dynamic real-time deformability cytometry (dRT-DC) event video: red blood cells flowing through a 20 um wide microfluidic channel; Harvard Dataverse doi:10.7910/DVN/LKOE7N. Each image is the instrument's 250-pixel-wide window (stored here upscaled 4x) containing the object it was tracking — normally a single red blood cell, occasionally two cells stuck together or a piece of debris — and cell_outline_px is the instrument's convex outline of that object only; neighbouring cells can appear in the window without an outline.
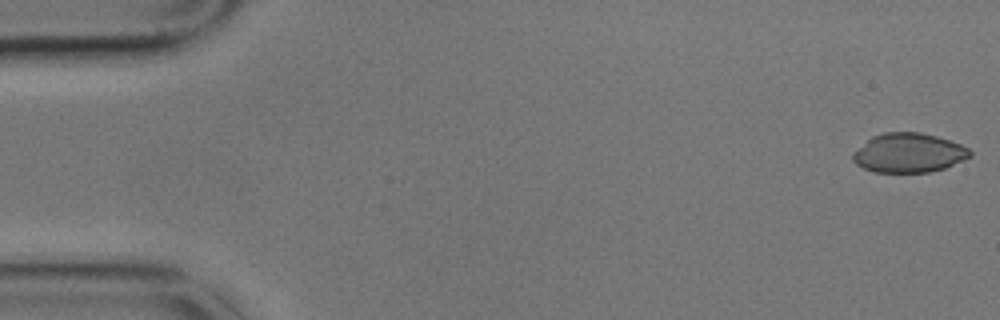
{"species": "common noctule bat (a hibernating species)", "species_latin": "Nyctalus noctula", "temperature_condition": "cold", "stored_images_in_passage": 58, "camera_frame_rate_fps": 3000, "um_per_image_px": 0.085, "animal": {"sex": "male", "body_mass_g": 17.9}, "frame": {"image": 1, "passage_image": 1, "time_ms": 0.0, "image_size_px": [1000, 320], "cell_outline_px": [[972, 156], [944, 168], [928, 172], [876, 172], [864, 168], [856, 164], [852, 160], [852, 152], [872, 136], [884, 132], [920, 132], [936, 136], [960, 144], [968, 148], [972, 152]], "centroid_in_image_um": [77.22, 12.99], "position_along_channel_um": 7.8, "area_um2": 26.76}}
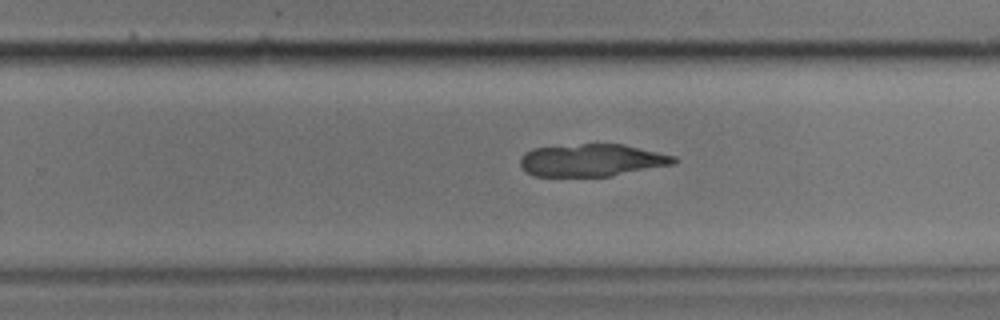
{"frame": {"image": 2, "passage_image": 36, "time_ms": 11.667, "image_size_px": [1000, 320], "cell_outline_px": [[680, 160], [676, 164], [612, 176], [532, 176], [520, 164], [520, 156], [524, 152], [532, 148], [580, 144], [624, 144], [676, 156]], "centroid_in_image_um": [50.35, 13.62], "position_along_channel_um": 279.4, "area_um2": 29.3}}
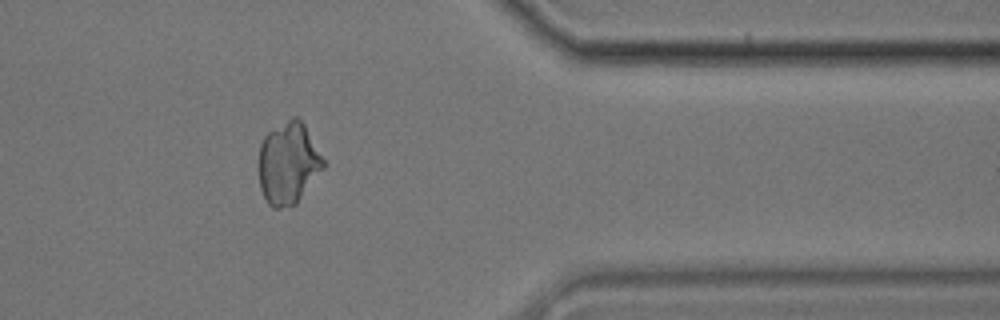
{"frame": {"image": 3, "passage_image": 47, "time_ms": 15.333, "image_size_px": [1000, 320], "cell_outline_px": [[328, 164], [296, 204], [280, 208], [272, 208], [268, 204], [260, 188], [260, 144], [264, 136], [268, 132], [292, 116], [296, 116], [304, 124]], "centroid_in_image_um": [24.55, 13.88], "position_along_channel_um": 386.9, "area_um2": 30.98}}